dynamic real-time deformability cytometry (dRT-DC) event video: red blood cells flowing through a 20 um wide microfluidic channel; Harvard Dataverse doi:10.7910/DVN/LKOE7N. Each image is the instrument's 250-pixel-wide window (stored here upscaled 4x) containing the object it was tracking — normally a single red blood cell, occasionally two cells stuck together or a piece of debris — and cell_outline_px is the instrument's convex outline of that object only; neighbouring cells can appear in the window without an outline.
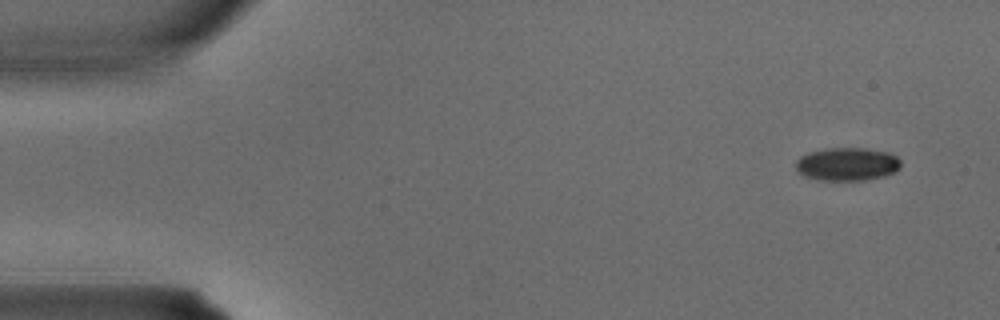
{"species": "common noctule bat (a hibernating species)", "species_latin": "Nyctalus noctula", "temperature_condition": "warm", "stored_images_in_passage": 3, "camera_frame_rate_fps": 3000, "um_per_image_px": 0.085, "animal": {"sex": "male", "body_mass_g": 15.6}, "frame": {"image": 1, "passage_image": 1, "time_ms": 0.0, "image_size_px": [1000, 320], "cell_outline_px": [[900, 168], [884, 176], [864, 180], [820, 180], [804, 176], [796, 168], [796, 160], [800, 156], [808, 152], [824, 148], [864, 148], [888, 152], [896, 156], [900, 160]], "centroid_in_image_um": [71.99, 13.94], "position_along_channel_um": 13.0, "area_um2": 20.29}}
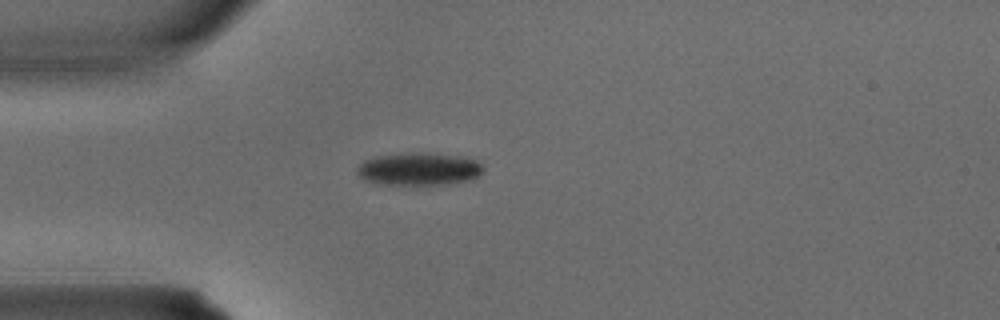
{"frame": {"image": 2, "passage_image": 3, "time_ms": 0.667, "image_size_px": [1000, 320], "cell_outline_px": [[484, 172], [480, 176], [468, 180], [448, 184], [372, 184], [364, 180], [356, 172], [356, 168], [364, 160], [376, 156], [400, 152], [428, 152], [460, 156], [476, 160], [484, 168]], "centroid_in_image_um": [35.59, 14.35], "position_along_channel_um": 49.4, "area_um2": 24.51}}